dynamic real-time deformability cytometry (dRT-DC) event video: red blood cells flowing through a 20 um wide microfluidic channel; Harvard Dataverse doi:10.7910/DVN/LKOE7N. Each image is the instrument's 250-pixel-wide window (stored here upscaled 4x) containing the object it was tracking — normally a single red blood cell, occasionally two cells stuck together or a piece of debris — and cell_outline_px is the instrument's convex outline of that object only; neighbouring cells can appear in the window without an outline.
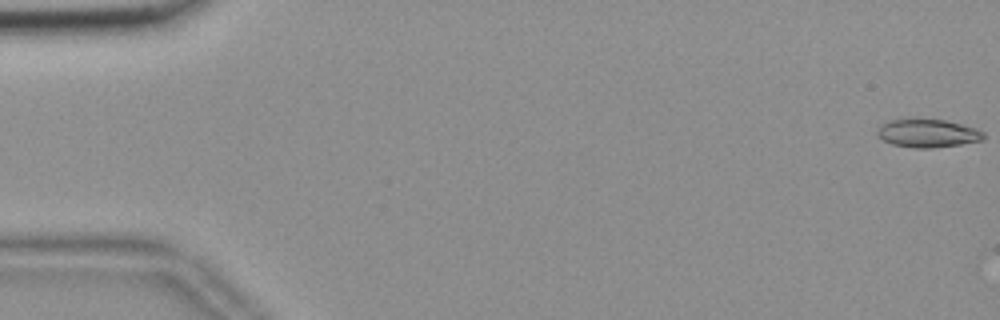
{"species": "common noctule bat (a hibernating species)", "species_latin": "Nyctalus noctula", "temperature_condition": "room temperature", "stored_images_in_passage": 45, "camera_frame_rate_fps": 3000, "um_per_image_px": 0.085, "animal": {"sex": "female", "body_mass_g": 18.4}, "frame": {"image": 1, "passage_image": 1, "time_ms": 0.0, "image_size_px": [1000, 320], "cell_outline_px": [[984, 140], [960, 144], [932, 148], [912, 148], [892, 144], [880, 140], [876, 136], [876, 132], [884, 124], [892, 120], [908, 116], [944, 120], [976, 128], [984, 132]], "centroid_in_image_um": [78.81, 11.3], "position_along_channel_um": 6.2, "area_um2": 17.98}}
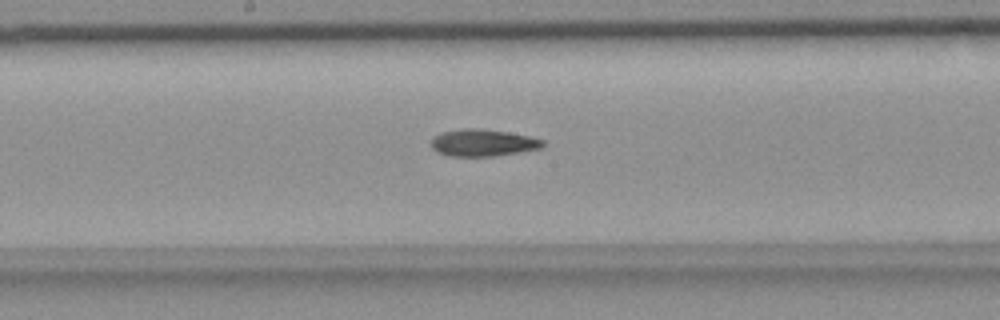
{"frame": {"image": 2, "passage_image": 30, "time_ms": 9.667, "image_size_px": [1000, 320], "cell_outline_px": [[544, 144], [540, 148], [492, 156], [448, 156], [436, 152], [432, 148], [432, 136], [440, 132], [464, 128], [476, 128], [508, 132], [528, 136], [544, 140]], "centroid_in_image_um": [40.98, 12.13], "position_along_channel_um": 207.2, "area_um2": 17.46}}
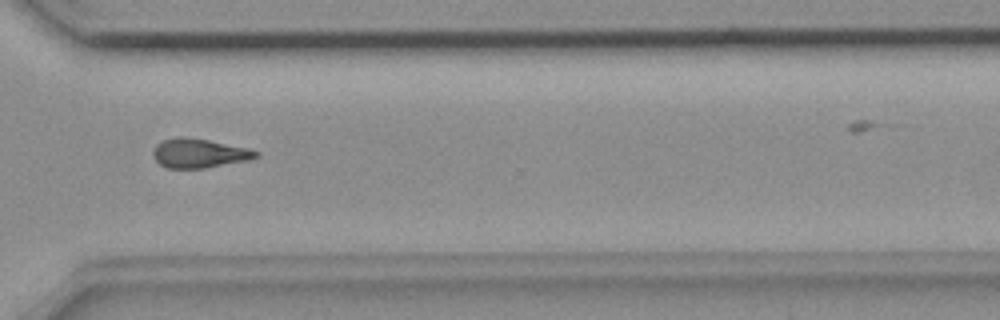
{"frame": {"image": 3, "passage_image": 42, "time_ms": 13.667, "image_size_px": [1000, 320], "cell_outline_px": [[260, 156], [248, 160], [204, 168], [168, 168], [160, 164], [152, 156], [152, 152], [156, 144], [164, 140], [180, 136], [184, 136], [208, 140], [248, 148], [260, 152]], "centroid_in_image_um": [16.92, 13.02], "position_along_channel_um": 353.7, "area_um2": 17.46}}